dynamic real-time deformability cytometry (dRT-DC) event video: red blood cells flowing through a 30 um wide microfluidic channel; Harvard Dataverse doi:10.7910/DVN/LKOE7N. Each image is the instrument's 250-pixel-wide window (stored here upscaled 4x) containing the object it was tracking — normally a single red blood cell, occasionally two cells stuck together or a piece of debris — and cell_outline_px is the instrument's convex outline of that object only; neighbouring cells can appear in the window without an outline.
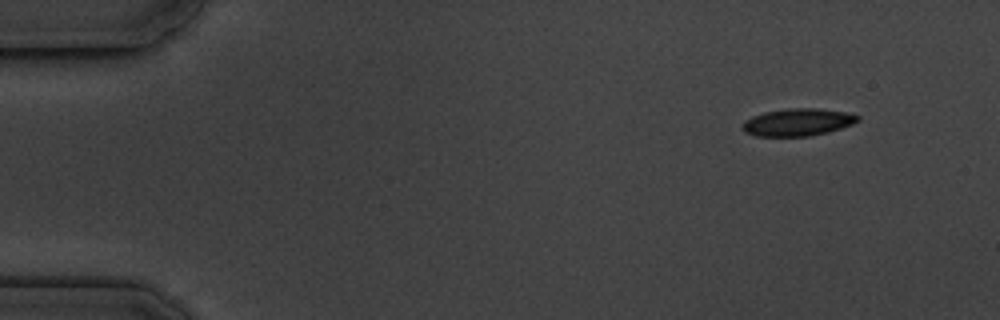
{"species": "common noctule bat (a hibernating species)", "species_latin": "Nyctalus noctula", "temperature_condition": "cold", "stored_images_in_passage": 6, "camera_frame_rate_fps": 3000, "um_per_image_px": 0.085, "animal": {"sex": "male", "body_mass_g": 19.5, "forearm_length_mm": 54.6}, "frame": {"image": 1, "passage_image": 1, "time_ms": 0.0, "image_size_px": [1000, 320], "cell_outline_px": [[860, 120], [852, 124], [828, 132], [812, 136], [756, 136], [744, 132], [740, 128], [744, 120], [752, 116], [764, 112], [788, 108], [816, 108], [848, 112], [860, 116]], "centroid_in_image_um": [67.79, 10.39], "position_along_channel_um": 17.2, "area_um2": 18.61}}
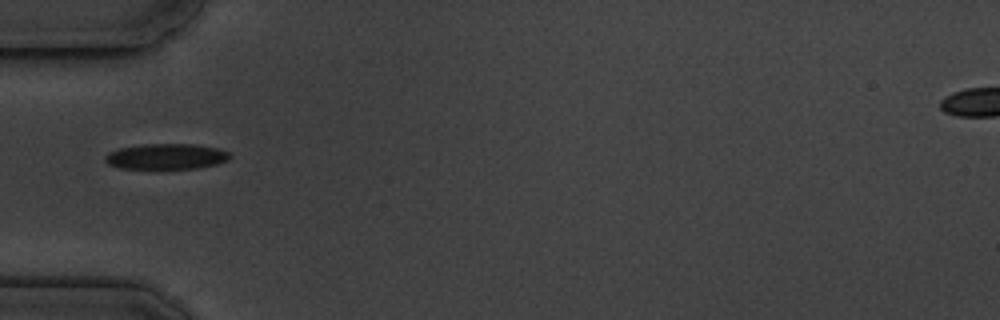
{"frame": {"image": 2, "passage_image": 4, "time_ms": 4.333, "image_size_px": [1000, 320], "cell_outline_px": [[232, 156], [228, 160], [216, 164], [196, 168], [120, 168], [108, 164], [104, 160], [104, 156], [108, 152], [120, 148], [140, 144], [196, 144], [220, 148], [228, 152]], "centroid_in_image_um": [14.13, 13.28], "position_along_channel_um": 70.9, "area_um2": 18.67}}
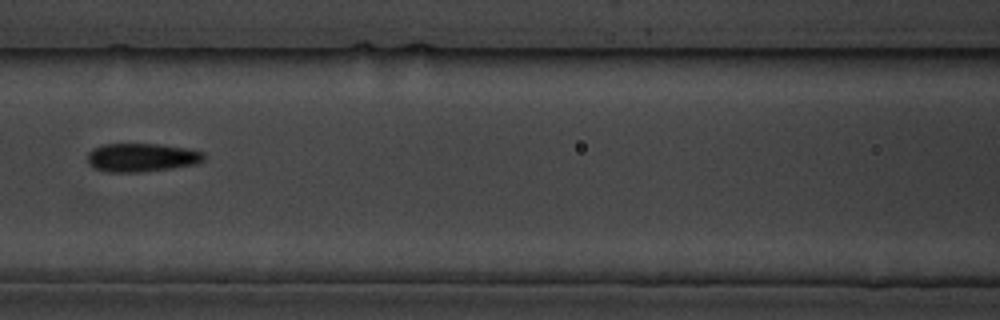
{"frame": {"image": 3, "passage_image": 6, "time_ms": 6.667, "image_size_px": [1000, 320], "cell_outline_px": [[204, 160], [196, 164], [140, 172], [104, 172], [92, 168], [88, 164], [88, 152], [92, 148], [104, 144], [160, 144], [184, 148], [204, 152]], "centroid_in_image_um": [11.98, 13.39], "position_along_channel_um": 154.6, "area_um2": 19.36}}